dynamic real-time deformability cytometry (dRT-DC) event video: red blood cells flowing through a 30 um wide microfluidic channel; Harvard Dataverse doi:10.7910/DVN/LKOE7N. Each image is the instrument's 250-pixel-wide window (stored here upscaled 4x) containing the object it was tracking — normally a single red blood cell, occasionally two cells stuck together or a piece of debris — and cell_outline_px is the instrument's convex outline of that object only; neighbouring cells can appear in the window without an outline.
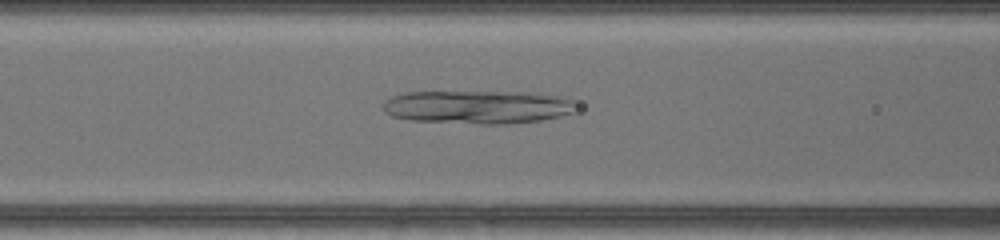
{"species": "common noctule bat (a hibernating species)", "species_latin": "Nyctalus noctula", "temperature_condition": "warm", "stored_images_in_passage": 49, "camera_frame_rate_fps": 3000, "um_per_image_px": 0.085, "animal": {"sex": "female", "body_mass_g": 17.0, "forearm_length_mm": 48.0}, "frame": {"image": 1, "passage_image": 22, "time_ms": 7.0, "image_size_px": [1000, 240], "cell_outline_px": [[576, 112], [560, 116], [540, 120], [508, 124], [480, 124], [408, 120], [392, 116], [384, 112], [384, 100], [392, 96], [404, 92], [540, 92], [564, 96], [572, 100]], "centroid_in_image_um": [40.63, 9.09], "position_along_channel_um": 126.0, "area_um2": 37.97}}
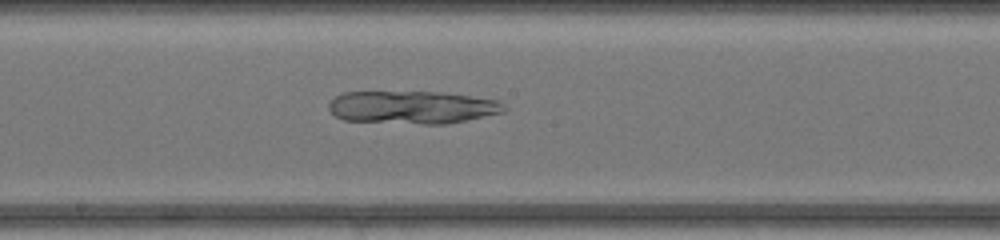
{"frame": {"image": 2, "passage_image": 28, "time_ms": 9.0, "image_size_px": [1000, 240], "cell_outline_px": [[508, 108], [504, 112], [448, 124], [420, 124], [344, 120], [336, 116], [328, 108], [328, 104], [336, 96], [344, 92], [444, 92], [500, 100]], "centroid_in_image_um": [35.1, 9.12], "position_along_channel_um": 213.1, "area_um2": 33.76}}
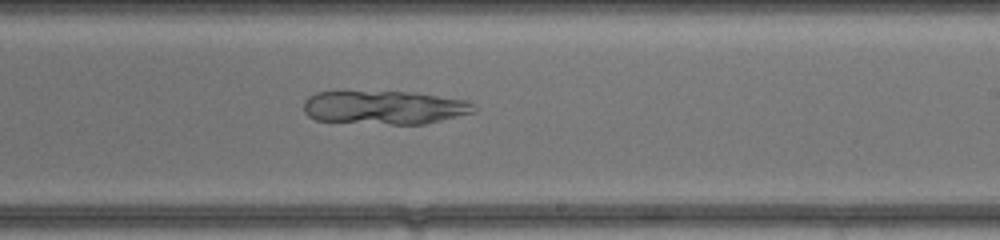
{"frame": {"image": 3, "passage_image": 31, "time_ms": 10.0, "image_size_px": [1000, 240], "cell_outline_px": [[476, 112], [424, 124], [392, 124], [316, 120], [308, 116], [304, 112], [304, 100], [308, 96], [316, 92], [344, 88], [412, 92], [464, 100], [472, 104], [476, 108]], "centroid_in_image_um": [32.57, 9.08], "position_along_channel_um": 256.4, "area_um2": 34.39}}